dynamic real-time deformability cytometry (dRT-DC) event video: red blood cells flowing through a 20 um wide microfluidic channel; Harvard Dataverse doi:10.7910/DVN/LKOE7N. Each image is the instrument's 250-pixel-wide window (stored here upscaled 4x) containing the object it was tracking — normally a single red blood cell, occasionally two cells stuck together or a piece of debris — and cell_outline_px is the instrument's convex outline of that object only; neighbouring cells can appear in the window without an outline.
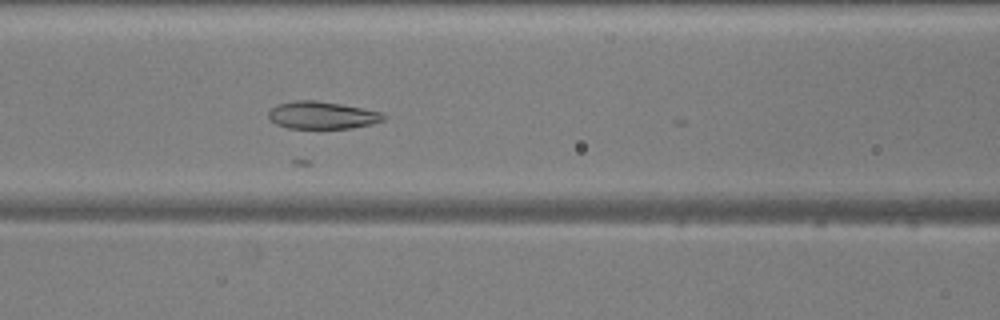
{"species": "common noctule bat (a hibernating species)", "species_latin": "Nyctalus noctula", "temperature_condition": "warm", "stored_images_in_passage": 12, "camera_frame_rate_fps": 3000, "um_per_image_px": 0.085, "animal": {"sex": "male", "body_mass_g": 20.5, "forearm_length_mm": 52.5}, "frame": {"image": 1, "passage_image": 6, "time_ms": 1.667, "image_size_px": [1000, 320], "cell_outline_px": [[388, 116], [384, 120], [372, 124], [352, 128], [288, 128], [276, 124], [268, 116], [268, 112], [276, 104], [300, 100], [312, 100], [340, 104], [364, 108], [380, 112]], "centroid_in_image_um": [27.41, 9.8], "position_along_channel_um": 139.2, "area_um2": 18.32}}
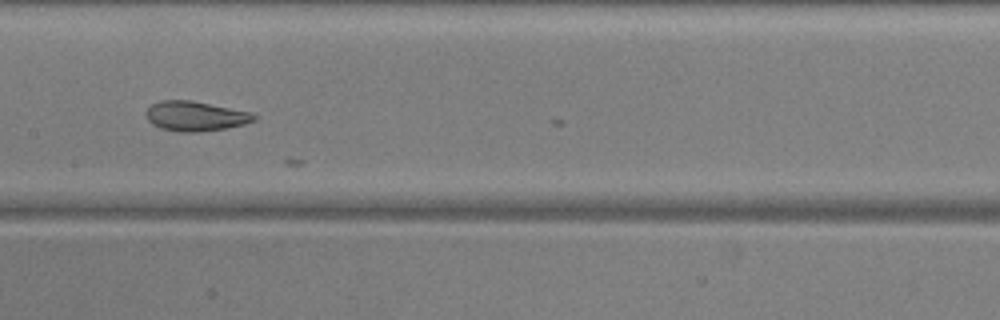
{"frame": {"image": 2, "passage_image": 10, "time_ms": 3.0, "image_size_px": [1000, 320], "cell_outline_px": [[260, 116], [256, 120], [244, 124], [224, 128], [200, 132], [176, 132], [160, 128], [152, 124], [148, 120], [144, 112], [152, 104], [160, 100], [192, 100], [252, 112]], "centroid_in_image_um": [16.62, 9.87], "position_along_channel_um": 190.8, "area_um2": 19.02}}